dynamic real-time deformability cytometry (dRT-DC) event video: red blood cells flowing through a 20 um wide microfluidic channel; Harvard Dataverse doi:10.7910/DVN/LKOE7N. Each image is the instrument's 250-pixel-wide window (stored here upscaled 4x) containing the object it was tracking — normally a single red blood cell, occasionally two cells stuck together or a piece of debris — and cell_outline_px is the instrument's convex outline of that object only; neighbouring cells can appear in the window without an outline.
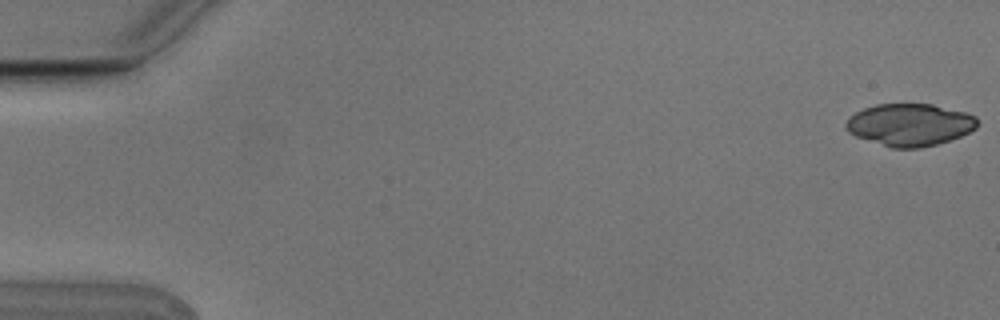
{"species": "Egyptian fruit bat (a non-hibernating species)", "species_latin": "Rousettus aegyptiacus", "temperature_condition": "cold", "stored_images_in_passage": 7, "camera_frame_rate_fps": 3000, "um_per_image_px": 0.085, "animal": {"sex": "male"}, "frame": {"image": 1, "passage_image": 1, "time_ms": 0.0, "image_size_px": [1000, 320], "cell_outline_px": [[980, 120], [976, 128], [960, 136], [936, 144], [920, 148], [892, 148], [856, 136], [848, 132], [844, 128], [844, 124], [856, 112], [864, 108], [876, 104], [932, 104], [964, 112], [976, 116]], "centroid_in_image_um": [77.34, 10.6], "position_along_channel_um": 7.7, "area_um2": 32.25}}